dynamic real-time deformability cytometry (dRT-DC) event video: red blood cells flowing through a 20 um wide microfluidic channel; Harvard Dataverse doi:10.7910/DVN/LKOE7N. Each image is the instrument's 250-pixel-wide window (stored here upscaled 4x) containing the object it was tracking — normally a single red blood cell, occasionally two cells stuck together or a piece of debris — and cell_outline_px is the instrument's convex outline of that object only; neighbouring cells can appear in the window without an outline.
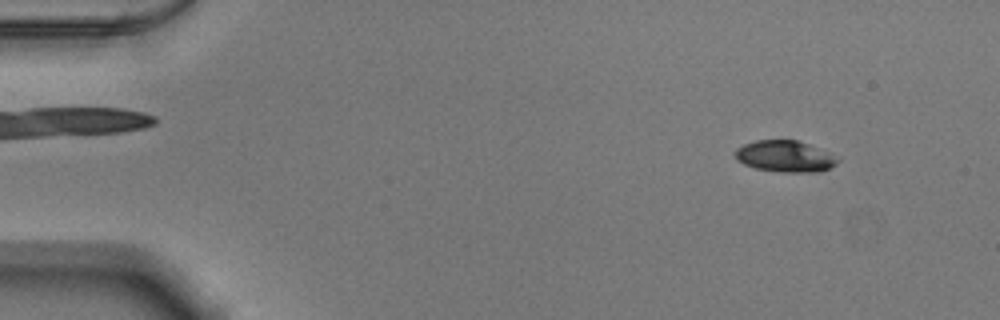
{"species": "Egyptian fruit bat (a non-hibernating species)", "species_latin": "Rousettus aegyptiacus", "temperature_condition": "warm", "stored_images_in_passage": 53, "camera_frame_rate_fps": 3000, "um_per_image_px": 0.085, "animal": {"sex": "male"}, "frame": {"image": 1, "passage_image": 6, "time_ms": 1.667, "image_size_px": [1000, 320], "cell_outline_px": [[840, 160], [836, 164], [820, 172], [780, 172], [756, 168], [744, 164], [736, 160], [736, 148], [744, 144], [756, 140], [796, 140], [808, 144], [840, 156]], "centroid_in_image_um": [66.77, 13.29], "position_along_channel_um": 18.2, "area_um2": 18.84}}
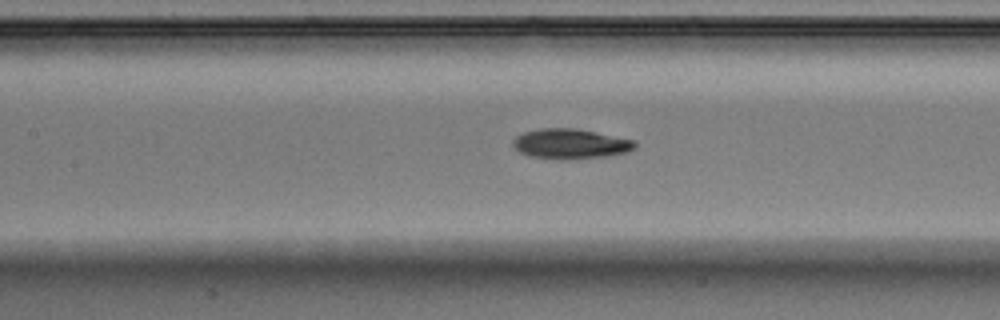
{"frame": {"image": 2, "passage_image": 25, "time_ms": 8.0, "image_size_px": [1000, 320], "cell_outline_px": [[636, 148], [628, 152], [608, 156], [532, 156], [520, 152], [512, 144], [512, 140], [516, 136], [524, 132], [540, 128], [572, 128], [636, 140]], "centroid_in_image_um": [48.52, 12.17], "position_along_channel_um": 158.9, "area_um2": 20.17}}
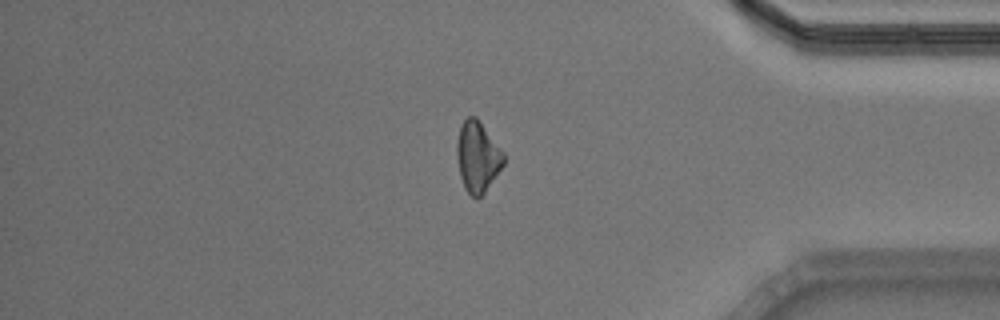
{"frame": {"image": 3, "passage_image": 45, "time_ms": 14.667, "image_size_px": [1000, 320], "cell_outline_px": [[504, 164], [484, 192], [476, 200], [464, 188], [460, 176], [456, 152], [456, 140], [460, 124], [468, 116], [476, 116], [504, 152]], "centroid_in_image_um": [40.57, 13.3], "position_along_channel_um": 394.6, "area_um2": 19.31}, "authors_computed_cell_mechanics": {"area_um2": 19.4208, "velocity_mm_per_s": 3.8785, "shape_relaxation_time_tau1_ms": 3.4205, "shape_relaxation_time_tau2_ms": 3.5182, "deformation_change_tau1": 0.1466, "deformation_change_tau2": 0.1001}}